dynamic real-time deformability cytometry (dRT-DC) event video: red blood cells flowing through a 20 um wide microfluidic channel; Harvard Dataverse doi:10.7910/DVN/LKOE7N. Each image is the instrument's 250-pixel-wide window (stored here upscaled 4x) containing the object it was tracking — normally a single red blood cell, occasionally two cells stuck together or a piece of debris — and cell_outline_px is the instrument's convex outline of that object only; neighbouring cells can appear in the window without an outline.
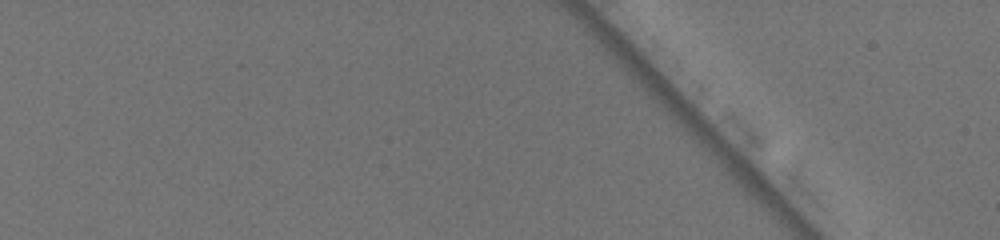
{"species": "common noctule bat (a hibernating species)", "species_latin": "Nyctalus noctula", "temperature_condition": "warm", "stored_images_in_passage": 3, "camera_frame_rate_fps": 3000, "um_per_image_px": 0.085, "animal": {"sex": "female", "body_mass_g": 19.5, "forearm_length_mm": 54.1}, "frame": {"image": 1, "passage_image": 2, "time_ms": 0.333, "image_size_px": [1000, 240], "cell_outline_px": [[932, 116], [924, 132], [920, 136], [916, 136], [892, 112], [892, 108], [928, 72], [932, 72]], "centroid_in_image_um": [77.91, 9.03], "position_along_channel_um": 7.1, "area_um2": 10.98}}